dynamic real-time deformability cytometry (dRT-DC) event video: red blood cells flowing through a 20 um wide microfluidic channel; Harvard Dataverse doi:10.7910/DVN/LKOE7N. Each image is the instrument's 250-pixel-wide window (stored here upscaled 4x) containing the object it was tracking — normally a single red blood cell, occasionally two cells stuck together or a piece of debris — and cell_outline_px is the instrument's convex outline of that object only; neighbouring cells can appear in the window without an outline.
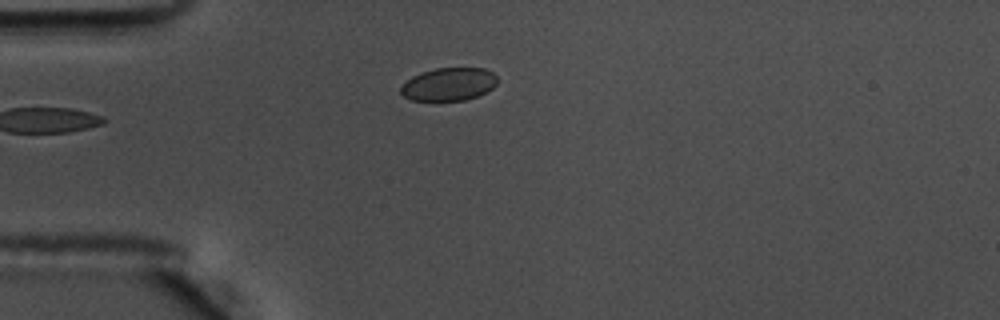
{"species": "common noctule bat (a hibernating species)", "species_latin": "Nyctalus noctula", "temperature_condition": "warm", "stored_images_in_passage": 36, "camera_frame_rate_fps": 3000, "um_per_image_px": 0.085, "animal": {"sex": "male", "body_mass_g": 17.5, "forearm_length_mm": 52.3}, "frame": {"image": 1, "passage_image": 1, "time_ms": 0.0, "image_size_px": [1000, 320], "cell_outline_px": [[496, 84], [492, 88], [476, 96], [464, 100], [412, 100], [404, 96], [400, 92], [400, 88], [412, 76], [436, 68], [484, 68], [492, 72], [496, 76]], "centroid_in_image_um": [38.15, 7.15], "position_along_channel_um": 46.9, "area_um2": 18.21}}
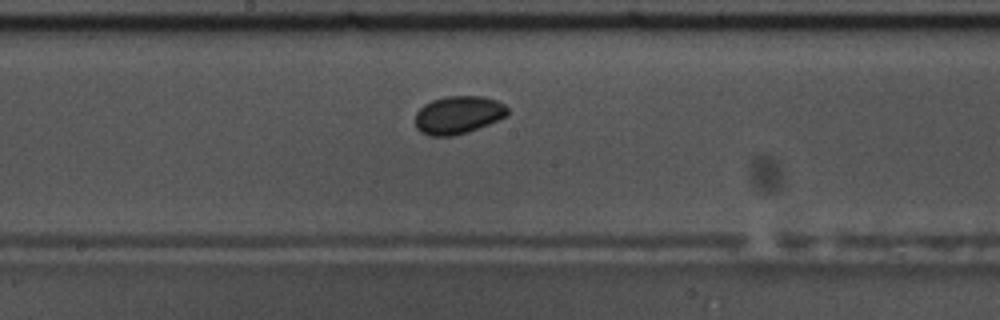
{"frame": {"image": 2, "passage_image": 16, "time_ms": 5.0, "image_size_px": [1000, 320], "cell_outline_px": [[508, 116], [468, 132], [452, 136], [428, 136], [420, 132], [416, 128], [416, 112], [424, 104], [432, 100], [444, 96], [484, 96], [496, 100], [504, 104], [508, 108]], "centroid_in_image_um": [38.94, 9.77], "position_along_channel_um": 209.3, "area_um2": 20.58}}